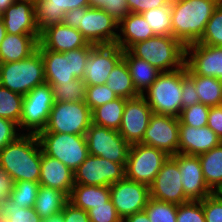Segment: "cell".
Segmentation results:
<instances>
[{"label": "cell", "mask_w": 222, "mask_h": 222, "mask_svg": "<svg viewBox=\"0 0 222 222\" xmlns=\"http://www.w3.org/2000/svg\"><path fill=\"white\" fill-rule=\"evenodd\" d=\"M41 158L38 136L22 134L0 150V169L10 175L14 182L26 180L39 183Z\"/></svg>", "instance_id": "6da1fadb"}, {"label": "cell", "mask_w": 222, "mask_h": 222, "mask_svg": "<svg viewBox=\"0 0 222 222\" xmlns=\"http://www.w3.org/2000/svg\"><path fill=\"white\" fill-rule=\"evenodd\" d=\"M221 0H171L172 36L185 47L202 37Z\"/></svg>", "instance_id": "7a4b0ae2"}, {"label": "cell", "mask_w": 222, "mask_h": 222, "mask_svg": "<svg viewBox=\"0 0 222 222\" xmlns=\"http://www.w3.org/2000/svg\"><path fill=\"white\" fill-rule=\"evenodd\" d=\"M128 50L161 72L174 71L185 65L186 47L172 35H155L133 44Z\"/></svg>", "instance_id": "3957f363"}, {"label": "cell", "mask_w": 222, "mask_h": 222, "mask_svg": "<svg viewBox=\"0 0 222 222\" xmlns=\"http://www.w3.org/2000/svg\"><path fill=\"white\" fill-rule=\"evenodd\" d=\"M93 46L89 43L86 47L62 53L45 49L39 43L38 49L41 51L43 58L46 83L61 85L76 78L83 79L85 64Z\"/></svg>", "instance_id": "277c9868"}, {"label": "cell", "mask_w": 222, "mask_h": 222, "mask_svg": "<svg viewBox=\"0 0 222 222\" xmlns=\"http://www.w3.org/2000/svg\"><path fill=\"white\" fill-rule=\"evenodd\" d=\"M44 83V64L39 49L24 60L0 63V85L15 93L25 96Z\"/></svg>", "instance_id": "5b68a950"}, {"label": "cell", "mask_w": 222, "mask_h": 222, "mask_svg": "<svg viewBox=\"0 0 222 222\" xmlns=\"http://www.w3.org/2000/svg\"><path fill=\"white\" fill-rule=\"evenodd\" d=\"M144 99L153 113L179 117L182 110V68L161 72Z\"/></svg>", "instance_id": "8992f818"}, {"label": "cell", "mask_w": 222, "mask_h": 222, "mask_svg": "<svg viewBox=\"0 0 222 222\" xmlns=\"http://www.w3.org/2000/svg\"><path fill=\"white\" fill-rule=\"evenodd\" d=\"M42 151L58 159L73 172L89 156L85 135L66 133H38Z\"/></svg>", "instance_id": "52a82bcc"}, {"label": "cell", "mask_w": 222, "mask_h": 222, "mask_svg": "<svg viewBox=\"0 0 222 222\" xmlns=\"http://www.w3.org/2000/svg\"><path fill=\"white\" fill-rule=\"evenodd\" d=\"M91 124V109L85 101L55 102L46 127L39 133L85 135Z\"/></svg>", "instance_id": "ba28073f"}, {"label": "cell", "mask_w": 222, "mask_h": 222, "mask_svg": "<svg viewBox=\"0 0 222 222\" xmlns=\"http://www.w3.org/2000/svg\"><path fill=\"white\" fill-rule=\"evenodd\" d=\"M168 158L169 155L155 147L132 144L126 161L125 178L150 186Z\"/></svg>", "instance_id": "9c48e42d"}, {"label": "cell", "mask_w": 222, "mask_h": 222, "mask_svg": "<svg viewBox=\"0 0 222 222\" xmlns=\"http://www.w3.org/2000/svg\"><path fill=\"white\" fill-rule=\"evenodd\" d=\"M89 154L126 166L130 144L118 130L91 124L86 134Z\"/></svg>", "instance_id": "30bf717a"}, {"label": "cell", "mask_w": 222, "mask_h": 222, "mask_svg": "<svg viewBox=\"0 0 222 222\" xmlns=\"http://www.w3.org/2000/svg\"><path fill=\"white\" fill-rule=\"evenodd\" d=\"M54 103L52 87L48 83L36 86L24 96L18 127L32 129L29 133L37 135L46 127Z\"/></svg>", "instance_id": "8fae6325"}, {"label": "cell", "mask_w": 222, "mask_h": 222, "mask_svg": "<svg viewBox=\"0 0 222 222\" xmlns=\"http://www.w3.org/2000/svg\"><path fill=\"white\" fill-rule=\"evenodd\" d=\"M78 30L88 43L93 45L116 44L118 21L102 8L80 7ZM114 29V30H113Z\"/></svg>", "instance_id": "7c38bea8"}, {"label": "cell", "mask_w": 222, "mask_h": 222, "mask_svg": "<svg viewBox=\"0 0 222 222\" xmlns=\"http://www.w3.org/2000/svg\"><path fill=\"white\" fill-rule=\"evenodd\" d=\"M125 178V167L89 154L74 171V185L110 186Z\"/></svg>", "instance_id": "4fadbf2b"}, {"label": "cell", "mask_w": 222, "mask_h": 222, "mask_svg": "<svg viewBox=\"0 0 222 222\" xmlns=\"http://www.w3.org/2000/svg\"><path fill=\"white\" fill-rule=\"evenodd\" d=\"M140 143L162 150L169 156L179 153V118L153 113Z\"/></svg>", "instance_id": "5bb4252c"}, {"label": "cell", "mask_w": 222, "mask_h": 222, "mask_svg": "<svg viewBox=\"0 0 222 222\" xmlns=\"http://www.w3.org/2000/svg\"><path fill=\"white\" fill-rule=\"evenodd\" d=\"M109 187L111 201L121 219L143 211L150 198L149 186L127 178Z\"/></svg>", "instance_id": "9a60e30c"}, {"label": "cell", "mask_w": 222, "mask_h": 222, "mask_svg": "<svg viewBox=\"0 0 222 222\" xmlns=\"http://www.w3.org/2000/svg\"><path fill=\"white\" fill-rule=\"evenodd\" d=\"M123 54L124 50L116 44L94 45L85 64L84 83L87 86L106 84L110 72Z\"/></svg>", "instance_id": "2e32d148"}, {"label": "cell", "mask_w": 222, "mask_h": 222, "mask_svg": "<svg viewBox=\"0 0 222 222\" xmlns=\"http://www.w3.org/2000/svg\"><path fill=\"white\" fill-rule=\"evenodd\" d=\"M150 197L180 205L190 201L184 193L177 162L169 156L149 186Z\"/></svg>", "instance_id": "e0dca14e"}, {"label": "cell", "mask_w": 222, "mask_h": 222, "mask_svg": "<svg viewBox=\"0 0 222 222\" xmlns=\"http://www.w3.org/2000/svg\"><path fill=\"white\" fill-rule=\"evenodd\" d=\"M153 111L143 95L126 99L119 134L130 144L140 143Z\"/></svg>", "instance_id": "ac0fdd59"}, {"label": "cell", "mask_w": 222, "mask_h": 222, "mask_svg": "<svg viewBox=\"0 0 222 222\" xmlns=\"http://www.w3.org/2000/svg\"><path fill=\"white\" fill-rule=\"evenodd\" d=\"M171 157L178 164L184 193L190 201H201L213 193L206 185L198 156L177 153Z\"/></svg>", "instance_id": "d6986e66"}, {"label": "cell", "mask_w": 222, "mask_h": 222, "mask_svg": "<svg viewBox=\"0 0 222 222\" xmlns=\"http://www.w3.org/2000/svg\"><path fill=\"white\" fill-rule=\"evenodd\" d=\"M185 64L195 75L222 80V47L198 42L190 44L186 46Z\"/></svg>", "instance_id": "ffe728a7"}, {"label": "cell", "mask_w": 222, "mask_h": 222, "mask_svg": "<svg viewBox=\"0 0 222 222\" xmlns=\"http://www.w3.org/2000/svg\"><path fill=\"white\" fill-rule=\"evenodd\" d=\"M221 142L222 140L208 126L192 127L179 121V153L198 156Z\"/></svg>", "instance_id": "44dd1931"}, {"label": "cell", "mask_w": 222, "mask_h": 222, "mask_svg": "<svg viewBox=\"0 0 222 222\" xmlns=\"http://www.w3.org/2000/svg\"><path fill=\"white\" fill-rule=\"evenodd\" d=\"M39 43L45 49L62 53L86 47L89 44L78 29L64 23L45 28L40 33Z\"/></svg>", "instance_id": "7402d4cb"}, {"label": "cell", "mask_w": 222, "mask_h": 222, "mask_svg": "<svg viewBox=\"0 0 222 222\" xmlns=\"http://www.w3.org/2000/svg\"><path fill=\"white\" fill-rule=\"evenodd\" d=\"M90 7L89 0H38L34 4L35 22L40 33L47 27L63 23L65 13Z\"/></svg>", "instance_id": "603a6c76"}, {"label": "cell", "mask_w": 222, "mask_h": 222, "mask_svg": "<svg viewBox=\"0 0 222 222\" xmlns=\"http://www.w3.org/2000/svg\"><path fill=\"white\" fill-rule=\"evenodd\" d=\"M1 18L8 34L40 35L32 2L16 0L5 10Z\"/></svg>", "instance_id": "cb8c5ba5"}, {"label": "cell", "mask_w": 222, "mask_h": 222, "mask_svg": "<svg viewBox=\"0 0 222 222\" xmlns=\"http://www.w3.org/2000/svg\"><path fill=\"white\" fill-rule=\"evenodd\" d=\"M39 184L60 190L69 197L74 187V172L58 159L42 151Z\"/></svg>", "instance_id": "d4e9b609"}, {"label": "cell", "mask_w": 222, "mask_h": 222, "mask_svg": "<svg viewBox=\"0 0 222 222\" xmlns=\"http://www.w3.org/2000/svg\"><path fill=\"white\" fill-rule=\"evenodd\" d=\"M40 35L6 34L0 44V63L21 61L38 49Z\"/></svg>", "instance_id": "484cf974"}, {"label": "cell", "mask_w": 222, "mask_h": 222, "mask_svg": "<svg viewBox=\"0 0 222 222\" xmlns=\"http://www.w3.org/2000/svg\"><path fill=\"white\" fill-rule=\"evenodd\" d=\"M118 27L124 37L118 34L116 45L123 50H128L133 44L155 36L142 14L129 13L119 22Z\"/></svg>", "instance_id": "4316f807"}, {"label": "cell", "mask_w": 222, "mask_h": 222, "mask_svg": "<svg viewBox=\"0 0 222 222\" xmlns=\"http://www.w3.org/2000/svg\"><path fill=\"white\" fill-rule=\"evenodd\" d=\"M123 59L129 68L134 88L139 95H144V90L150 88L161 71L149 62L135 57L129 50H124Z\"/></svg>", "instance_id": "83f0119b"}, {"label": "cell", "mask_w": 222, "mask_h": 222, "mask_svg": "<svg viewBox=\"0 0 222 222\" xmlns=\"http://www.w3.org/2000/svg\"><path fill=\"white\" fill-rule=\"evenodd\" d=\"M110 199L109 186L74 185L69 195L70 203L87 212L95 206L105 205Z\"/></svg>", "instance_id": "f1b7e54d"}, {"label": "cell", "mask_w": 222, "mask_h": 222, "mask_svg": "<svg viewBox=\"0 0 222 222\" xmlns=\"http://www.w3.org/2000/svg\"><path fill=\"white\" fill-rule=\"evenodd\" d=\"M69 197L62 191L40 185L35 201V212L44 220L61 214Z\"/></svg>", "instance_id": "f546056e"}, {"label": "cell", "mask_w": 222, "mask_h": 222, "mask_svg": "<svg viewBox=\"0 0 222 222\" xmlns=\"http://www.w3.org/2000/svg\"><path fill=\"white\" fill-rule=\"evenodd\" d=\"M198 157L206 185L213 193L222 192V142Z\"/></svg>", "instance_id": "4dcf8cb0"}, {"label": "cell", "mask_w": 222, "mask_h": 222, "mask_svg": "<svg viewBox=\"0 0 222 222\" xmlns=\"http://www.w3.org/2000/svg\"><path fill=\"white\" fill-rule=\"evenodd\" d=\"M187 74L194 80L200 103L209 106L222 105V80L215 77L195 75L188 67Z\"/></svg>", "instance_id": "1f68e13d"}, {"label": "cell", "mask_w": 222, "mask_h": 222, "mask_svg": "<svg viewBox=\"0 0 222 222\" xmlns=\"http://www.w3.org/2000/svg\"><path fill=\"white\" fill-rule=\"evenodd\" d=\"M126 99L118 97L91 111L92 123L101 127L119 130Z\"/></svg>", "instance_id": "d6a6232c"}, {"label": "cell", "mask_w": 222, "mask_h": 222, "mask_svg": "<svg viewBox=\"0 0 222 222\" xmlns=\"http://www.w3.org/2000/svg\"><path fill=\"white\" fill-rule=\"evenodd\" d=\"M106 85L118 96L125 99L139 96L134 88L129 68L122 58L110 72Z\"/></svg>", "instance_id": "836d02e7"}, {"label": "cell", "mask_w": 222, "mask_h": 222, "mask_svg": "<svg viewBox=\"0 0 222 222\" xmlns=\"http://www.w3.org/2000/svg\"><path fill=\"white\" fill-rule=\"evenodd\" d=\"M24 96L0 85V117L19 125Z\"/></svg>", "instance_id": "e575fe53"}, {"label": "cell", "mask_w": 222, "mask_h": 222, "mask_svg": "<svg viewBox=\"0 0 222 222\" xmlns=\"http://www.w3.org/2000/svg\"><path fill=\"white\" fill-rule=\"evenodd\" d=\"M154 35H172L171 6H162L141 13Z\"/></svg>", "instance_id": "d590c367"}, {"label": "cell", "mask_w": 222, "mask_h": 222, "mask_svg": "<svg viewBox=\"0 0 222 222\" xmlns=\"http://www.w3.org/2000/svg\"><path fill=\"white\" fill-rule=\"evenodd\" d=\"M52 87L54 102H81L85 101L86 84L83 79L76 78L71 82Z\"/></svg>", "instance_id": "8d00e7d4"}, {"label": "cell", "mask_w": 222, "mask_h": 222, "mask_svg": "<svg viewBox=\"0 0 222 222\" xmlns=\"http://www.w3.org/2000/svg\"><path fill=\"white\" fill-rule=\"evenodd\" d=\"M0 217L7 222H42L34 208H20L10 198L0 201Z\"/></svg>", "instance_id": "74e56055"}, {"label": "cell", "mask_w": 222, "mask_h": 222, "mask_svg": "<svg viewBox=\"0 0 222 222\" xmlns=\"http://www.w3.org/2000/svg\"><path fill=\"white\" fill-rule=\"evenodd\" d=\"M40 184L32 181L14 182L10 199L20 208H34Z\"/></svg>", "instance_id": "f35d334b"}, {"label": "cell", "mask_w": 222, "mask_h": 222, "mask_svg": "<svg viewBox=\"0 0 222 222\" xmlns=\"http://www.w3.org/2000/svg\"><path fill=\"white\" fill-rule=\"evenodd\" d=\"M198 43L222 47V0L215 8Z\"/></svg>", "instance_id": "ab89813d"}, {"label": "cell", "mask_w": 222, "mask_h": 222, "mask_svg": "<svg viewBox=\"0 0 222 222\" xmlns=\"http://www.w3.org/2000/svg\"><path fill=\"white\" fill-rule=\"evenodd\" d=\"M178 205L149 198L146 211L151 222H176Z\"/></svg>", "instance_id": "60d3db41"}, {"label": "cell", "mask_w": 222, "mask_h": 222, "mask_svg": "<svg viewBox=\"0 0 222 222\" xmlns=\"http://www.w3.org/2000/svg\"><path fill=\"white\" fill-rule=\"evenodd\" d=\"M209 110V106L200 102L195 103L190 107L183 108L178 118L182 124L192 127H204L207 126Z\"/></svg>", "instance_id": "b9f144b4"}, {"label": "cell", "mask_w": 222, "mask_h": 222, "mask_svg": "<svg viewBox=\"0 0 222 222\" xmlns=\"http://www.w3.org/2000/svg\"><path fill=\"white\" fill-rule=\"evenodd\" d=\"M116 98L118 96L106 84L86 86L85 103L91 111Z\"/></svg>", "instance_id": "7bdbcfd3"}, {"label": "cell", "mask_w": 222, "mask_h": 222, "mask_svg": "<svg viewBox=\"0 0 222 222\" xmlns=\"http://www.w3.org/2000/svg\"><path fill=\"white\" fill-rule=\"evenodd\" d=\"M176 222H206L200 201H188L178 205Z\"/></svg>", "instance_id": "ee69618b"}, {"label": "cell", "mask_w": 222, "mask_h": 222, "mask_svg": "<svg viewBox=\"0 0 222 222\" xmlns=\"http://www.w3.org/2000/svg\"><path fill=\"white\" fill-rule=\"evenodd\" d=\"M206 222H222V193L214 192L201 201Z\"/></svg>", "instance_id": "f6af8a7d"}, {"label": "cell", "mask_w": 222, "mask_h": 222, "mask_svg": "<svg viewBox=\"0 0 222 222\" xmlns=\"http://www.w3.org/2000/svg\"><path fill=\"white\" fill-rule=\"evenodd\" d=\"M90 222H122L111 199L105 205L95 206L88 211Z\"/></svg>", "instance_id": "bcb514c9"}, {"label": "cell", "mask_w": 222, "mask_h": 222, "mask_svg": "<svg viewBox=\"0 0 222 222\" xmlns=\"http://www.w3.org/2000/svg\"><path fill=\"white\" fill-rule=\"evenodd\" d=\"M182 109L199 103L200 99L195 89L194 80L187 74L186 64L182 67Z\"/></svg>", "instance_id": "7dc6e473"}, {"label": "cell", "mask_w": 222, "mask_h": 222, "mask_svg": "<svg viewBox=\"0 0 222 222\" xmlns=\"http://www.w3.org/2000/svg\"><path fill=\"white\" fill-rule=\"evenodd\" d=\"M17 126L16 122L0 117V150L22 135L16 133Z\"/></svg>", "instance_id": "c3c4849f"}, {"label": "cell", "mask_w": 222, "mask_h": 222, "mask_svg": "<svg viewBox=\"0 0 222 222\" xmlns=\"http://www.w3.org/2000/svg\"><path fill=\"white\" fill-rule=\"evenodd\" d=\"M130 13L141 14L144 11L162 6H171V0H127Z\"/></svg>", "instance_id": "681fc988"}, {"label": "cell", "mask_w": 222, "mask_h": 222, "mask_svg": "<svg viewBox=\"0 0 222 222\" xmlns=\"http://www.w3.org/2000/svg\"><path fill=\"white\" fill-rule=\"evenodd\" d=\"M102 9L118 23L130 13L127 0H109V3L104 4Z\"/></svg>", "instance_id": "f907efd6"}, {"label": "cell", "mask_w": 222, "mask_h": 222, "mask_svg": "<svg viewBox=\"0 0 222 222\" xmlns=\"http://www.w3.org/2000/svg\"><path fill=\"white\" fill-rule=\"evenodd\" d=\"M64 222H90L88 212L74 206L69 201L61 212Z\"/></svg>", "instance_id": "816d5d0a"}, {"label": "cell", "mask_w": 222, "mask_h": 222, "mask_svg": "<svg viewBox=\"0 0 222 222\" xmlns=\"http://www.w3.org/2000/svg\"><path fill=\"white\" fill-rule=\"evenodd\" d=\"M207 126L222 140V105L210 107Z\"/></svg>", "instance_id": "f5cc1de1"}, {"label": "cell", "mask_w": 222, "mask_h": 222, "mask_svg": "<svg viewBox=\"0 0 222 222\" xmlns=\"http://www.w3.org/2000/svg\"><path fill=\"white\" fill-rule=\"evenodd\" d=\"M14 186V181L10 175L0 169V201L9 198Z\"/></svg>", "instance_id": "db71d44e"}, {"label": "cell", "mask_w": 222, "mask_h": 222, "mask_svg": "<svg viewBox=\"0 0 222 222\" xmlns=\"http://www.w3.org/2000/svg\"><path fill=\"white\" fill-rule=\"evenodd\" d=\"M79 19H80V7L66 12L63 19V23L68 25L69 27L78 29L80 26Z\"/></svg>", "instance_id": "11a10c76"}, {"label": "cell", "mask_w": 222, "mask_h": 222, "mask_svg": "<svg viewBox=\"0 0 222 222\" xmlns=\"http://www.w3.org/2000/svg\"><path fill=\"white\" fill-rule=\"evenodd\" d=\"M122 222H151L146 211L136 212L133 215L127 216L122 219Z\"/></svg>", "instance_id": "9f6ffc18"}, {"label": "cell", "mask_w": 222, "mask_h": 222, "mask_svg": "<svg viewBox=\"0 0 222 222\" xmlns=\"http://www.w3.org/2000/svg\"><path fill=\"white\" fill-rule=\"evenodd\" d=\"M15 1L16 0H0V17L4 14L5 10Z\"/></svg>", "instance_id": "6f0895ef"}, {"label": "cell", "mask_w": 222, "mask_h": 222, "mask_svg": "<svg viewBox=\"0 0 222 222\" xmlns=\"http://www.w3.org/2000/svg\"><path fill=\"white\" fill-rule=\"evenodd\" d=\"M90 7L102 8L104 4H108L109 0H89Z\"/></svg>", "instance_id": "680465c9"}, {"label": "cell", "mask_w": 222, "mask_h": 222, "mask_svg": "<svg viewBox=\"0 0 222 222\" xmlns=\"http://www.w3.org/2000/svg\"><path fill=\"white\" fill-rule=\"evenodd\" d=\"M7 32L4 26V22L2 20V18L0 17V44L3 41V39L5 38Z\"/></svg>", "instance_id": "91938a15"}, {"label": "cell", "mask_w": 222, "mask_h": 222, "mask_svg": "<svg viewBox=\"0 0 222 222\" xmlns=\"http://www.w3.org/2000/svg\"><path fill=\"white\" fill-rule=\"evenodd\" d=\"M42 222H64L61 214L44 219Z\"/></svg>", "instance_id": "94428289"}, {"label": "cell", "mask_w": 222, "mask_h": 222, "mask_svg": "<svg viewBox=\"0 0 222 222\" xmlns=\"http://www.w3.org/2000/svg\"><path fill=\"white\" fill-rule=\"evenodd\" d=\"M23 1H29V2H32L33 4H35L38 0H23Z\"/></svg>", "instance_id": "6125c7cd"}]
</instances>
